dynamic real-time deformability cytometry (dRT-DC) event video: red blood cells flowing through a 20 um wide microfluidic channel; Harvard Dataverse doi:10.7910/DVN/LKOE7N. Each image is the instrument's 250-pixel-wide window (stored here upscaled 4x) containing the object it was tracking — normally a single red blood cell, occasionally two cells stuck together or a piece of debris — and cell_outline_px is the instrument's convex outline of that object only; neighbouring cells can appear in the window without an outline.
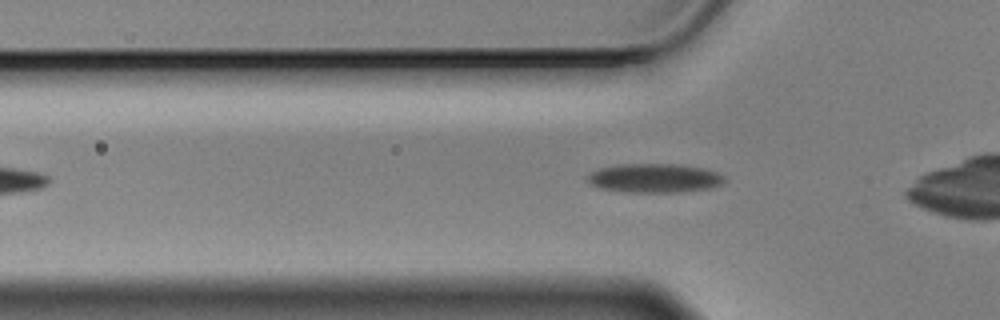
{"species": "Egyptian fruit bat (a non-hibernating species)", "species_latin": "Rousettus aegyptiacus", "temperature_condition": "cold", "stored_images_in_passage": 31, "camera_frame_rate_fps": 3000, "um_per_image_px": 0.085, "animal": {"sex": "male"}, "frame": {"image": 1, "passage_image": 3, "time_ms": 0.667, "image_size_px": [1000, 320], "cell_outline_px": [[724, 180], [720, 184], [712, 188], [680, 192], [628, 192], [600, 188], [588, 184], [584, 180], [592, 172], [600, 168], [624, 164], [676, 164], [704, 168], [716, 172], [724, 176]], "centroid_in_image_um": [55.61, 15.14], "position_along_channel_um": 70.2, "area_um2": 23.12}}
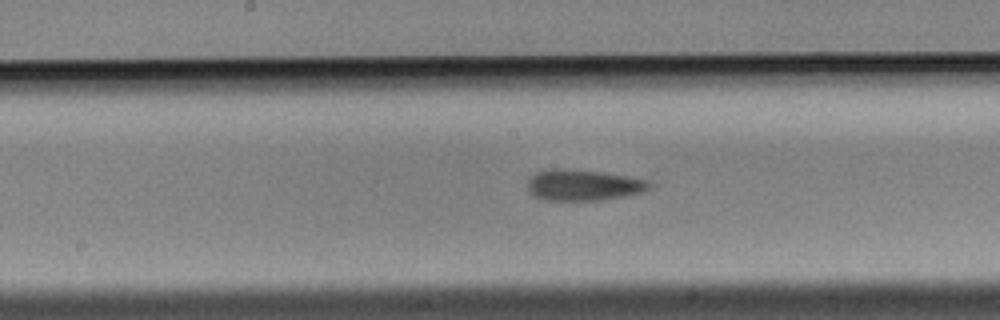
{"frame": {"image": 2, "passage_image": 14, "time_ms": 4.333, "image_size_px": [1000, 320], "cell_outline_px": [[652, 184], [648, 188], [640, 192], [628, 196], [600, 200], [544, 200], [536, 196], [528, 188], [528, 180], [536, 172], [552, 168], [556, 168], [600, 172], [628, 176], [644, 180]], "centroid_in_image_um": [49.57, 15.73], "position_along_channel_um": 198.6, "area_um2": 21.68}}
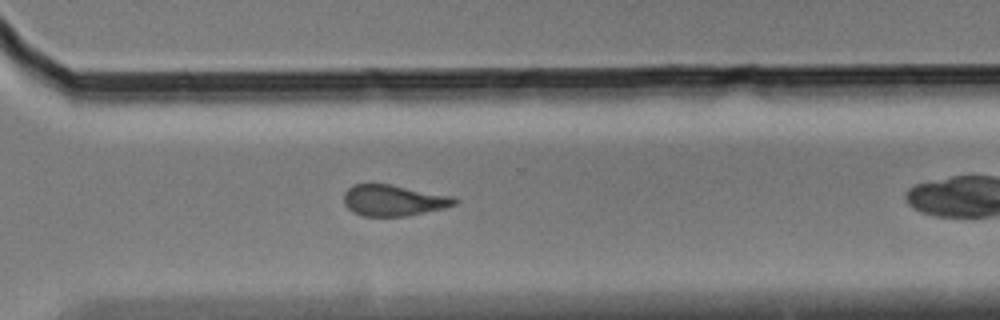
{"frame": {"image": 3, "passage_image": 26, "time_ms": 8.333, "image_size_px": [1000, 320], "cell_outline_px": [[460, 200], [456, 204], [444, 208], [408, 216], [364, 216], [352, 212], [344, 204], [344, 192], [352, 184], [388, 184], [456, 196]], "centroid_in_image_um": [33.48, 17.03], "position_along_channel_um": 337.1, "area_um2": 20.29}}